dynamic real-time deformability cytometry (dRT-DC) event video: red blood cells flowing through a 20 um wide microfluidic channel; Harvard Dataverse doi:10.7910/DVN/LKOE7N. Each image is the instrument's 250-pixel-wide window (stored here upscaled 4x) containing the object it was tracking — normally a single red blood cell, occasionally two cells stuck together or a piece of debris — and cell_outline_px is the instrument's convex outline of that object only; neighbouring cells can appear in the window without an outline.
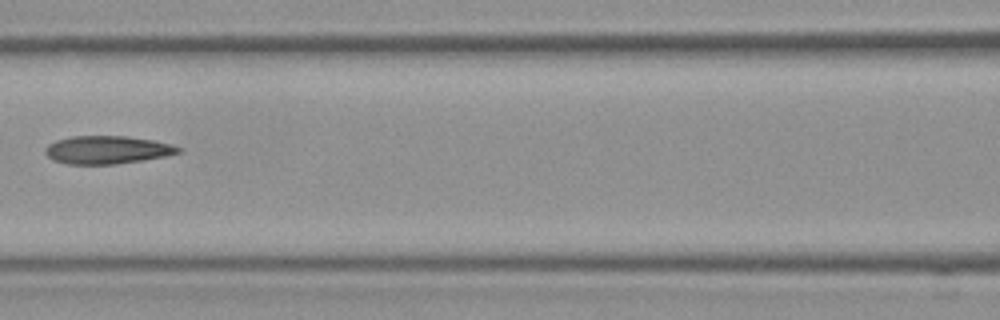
{"species": "Egyptian fruit bat (a non-hibernating species)", "species_latin": "Rousettus aegyptiacus", "temperature_condition": "room temperature", "stored_images_in_passage": 5, "camera_frame_rate_fps": 3000, "um_per_image_px": 0.085, "frame": {"image": 1, "passage_image": 5, "time_ms": 1.333, "image_size_px": [1000, 320], "cell_outline_px": [[184, 152], [168, 156], [144, 160], [116, 164], [68, 164], [52, 160], [44, 152], [44, 148], [48, 144], [56, 140], [72, 136], [128, 136], [152, 140], [184, 148]], "centroid_in_image_um": [9.13, 12.74], "position_along_channel_um": 157.5, "area_um2": 21.96}}